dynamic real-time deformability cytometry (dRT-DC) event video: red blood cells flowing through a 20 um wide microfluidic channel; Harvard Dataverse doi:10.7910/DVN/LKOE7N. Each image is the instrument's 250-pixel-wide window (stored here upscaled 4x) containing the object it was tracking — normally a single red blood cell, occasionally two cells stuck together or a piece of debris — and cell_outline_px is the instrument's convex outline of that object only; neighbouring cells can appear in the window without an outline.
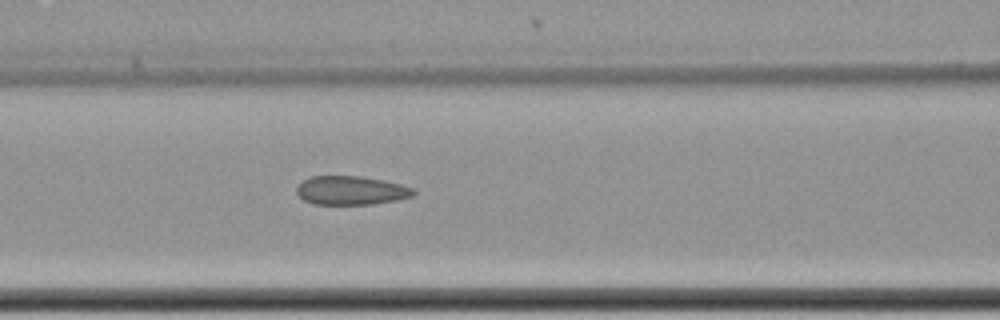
{"species": "common noctule bat (a hibernating species)", "species_latin": "Nyctalus noctula", "temperature_condition": "cold", "stored_images_in_passage": 7, "camera_frame_rate_fps": 3000, "um_per_image_px": 0.085, "animal": {"sex": "female", "body_mass_g": 22.7, "forearm_length_mm": 54.2}, "frame": {"image": 1, "passage_image": 7, "time_ms": 2.0, "image_size_px": [1000, 320], "cell_outline_px": [[416, 192], [412, 196], [400, 200], [372, 204], [312, 204], [304, 200], [296, 192], [296, 188], [304, 180], [312, 176], [360, 176], [384, 180], [416, 188]], "centroid_in_image_um": [29.89, 16.19], "position_along_channel_um": 136.7, "area_um2": 19.71}}